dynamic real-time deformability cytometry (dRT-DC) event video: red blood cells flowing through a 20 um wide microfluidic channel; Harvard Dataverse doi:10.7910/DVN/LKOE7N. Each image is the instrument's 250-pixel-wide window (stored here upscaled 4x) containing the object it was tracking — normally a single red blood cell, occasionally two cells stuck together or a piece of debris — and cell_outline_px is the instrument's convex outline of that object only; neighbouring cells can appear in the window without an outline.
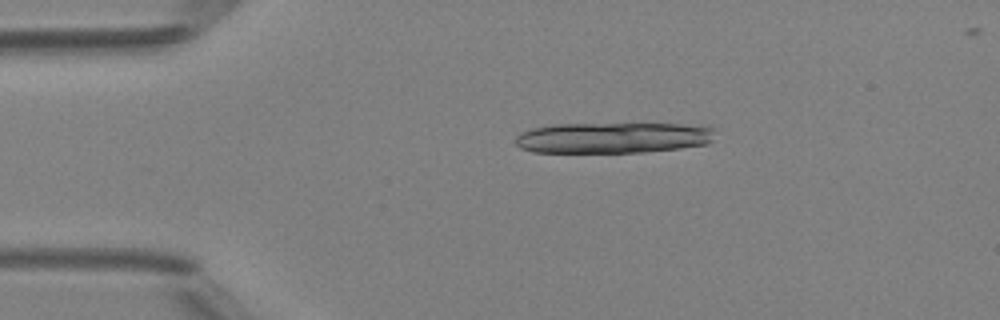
{"species": "Egyptian fruit bat (a non-hibernating species)", "species_latin": "Rousettus aegyptiacus", "temperature_condition": "room temperature", "stored_images_in_passage": 21, "camera_frame_rate_fps": 3000, "um_per_image_px": 0.085, "animal": {"sex": "female"}, "frame": {"image": 1, "passage_image": 9, "time_ms": 2.667, "image_size_px": [1000, 320], "cell_outline_px": [[716, 128], [712, 140], [708, 144], [680, 148], [644, 152], [532, 152], [520, 148], [516, 144], [516, 136], [520, 132], [532, 128], [552, 124], [704, 124]], "centroid_in_image_um": [52.15, 11.7], "position_along_channel_um": 32.8, "area_um2": 36.3}}